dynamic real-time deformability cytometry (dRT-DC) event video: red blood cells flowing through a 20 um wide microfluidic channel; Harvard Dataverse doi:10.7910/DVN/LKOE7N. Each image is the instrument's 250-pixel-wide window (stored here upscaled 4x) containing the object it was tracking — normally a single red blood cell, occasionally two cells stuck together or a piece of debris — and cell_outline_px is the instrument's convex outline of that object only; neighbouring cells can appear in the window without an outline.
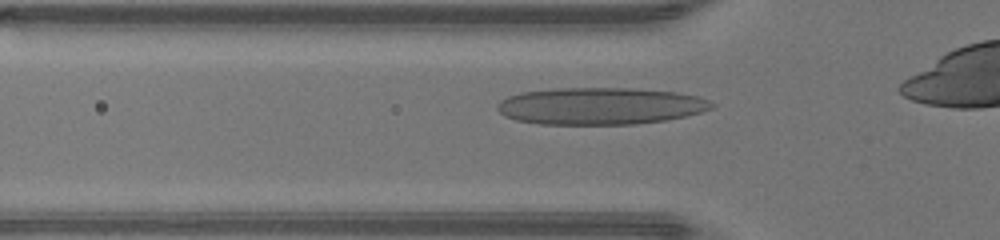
{"species": "human", "species_latin": "Homo sapiens", "temperature_condition": "warm", "stored_images_in_passage": 26, "camera_frame_rate_fps": 3000, "um_per_image_px": 0.085, "donor": {"sex": "male"}, "frame": {"image": 1, "passage_image": 3, "time_ms": 0.667, "image_size_px": [1000, 240], "cell_outline_px": [[716, 104], [712, 108], [700, 112], [668, 120], [636, 124], [540, 124], [516, 120], [504, 116], [496, 108], [496, 104], [500, 100], [508, 96], [520, 92], [556, 88], [632, 88], [676, 92], [696, 96], [708, 100]], "centroid_in_image_um": [50.99, 9.01], "position_along_channel_um": 74.8, "area_um2": 46.41}}
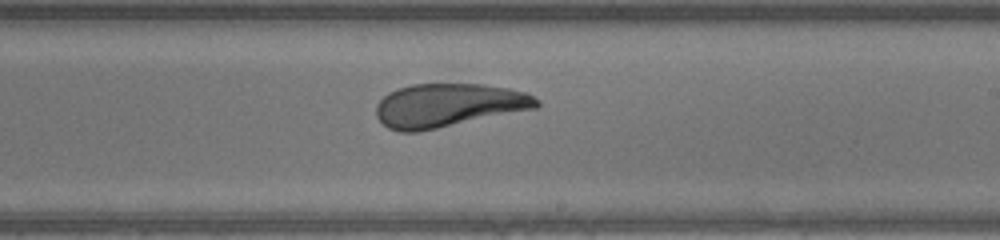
{"frame": {"image": 2, "passage_image": 15, "time_ms": 4.667, "image_size_px": [1000, 240], "cell_outline_px": [[540, 104], [536, 108], [420, 132], [400, 132], [388, 128], [376, 116], [376, 104], [388, 92], [396, 88], [412, 84], [484, 84], [508, 88], [524, 92], [540, 100]], "centroid_in_image_um": [38.08, 8.95], "position_along_channel_um": 250.9, "area_um2": 40.81}}
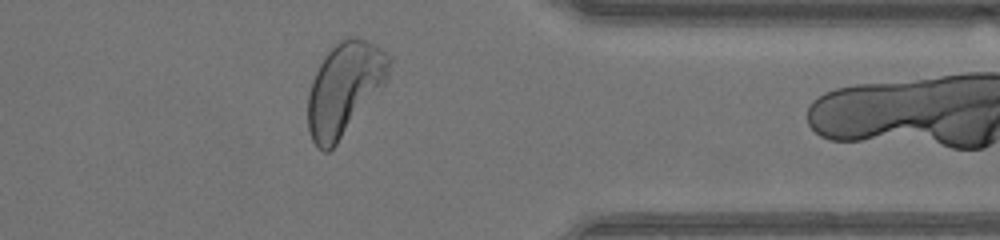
{"frame": {"image": 3, "passage_image": 25, "time_ms": 8.0, "image_size_px": [1000, 240], "cell_outline_px": [[392, 60], [388, 80], [336, 144], [328, 152], [324, 152], [312, 140], [308, 128], [308, 92], [312, 80], [324, 56], [340, 40], [348, 36], [356, 36], [376, 44]], "centroid_in_image_um": [29.29, 7.5], "position_along_channel_um": 382.1, "area_um2": 43.58}}